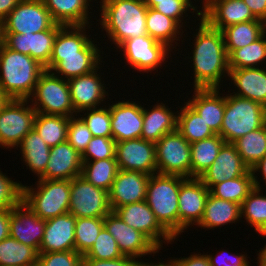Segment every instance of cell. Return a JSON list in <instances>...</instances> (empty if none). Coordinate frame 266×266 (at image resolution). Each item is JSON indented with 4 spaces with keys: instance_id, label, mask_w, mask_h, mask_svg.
I'll return each instance as SVG.
<instances>
[{
    "instance_id": "7402d4cb",
    "label": "cell",
    "mask_w": 266,
    "mask_h": 266,
    "mask_svg": "<svg viewBox=\"0 0 266 266\" xmlns=\"http://www.w3.org/2000/svg\"><path fill=\"white\" fill-rule=\"evenodd\" d=\"M111 113L112 138L125 141L141 138L143 106L134 101H118L109 105Z\"/></svg>"
},
{
    "instance_id": "3957f363",
    "label": "cell",
    "mask_w": 266,
    "mask_h": 266,
    "mask_svg": "<svg viewBox=\"0 0 266 266\" xmlns=\"http://www.w3.org/2000/svg\"><path fill=\"white\" fill-rule=\"evenodd\" d=\"M44 67L0 41V89L9 99L31 98Z\"/></svg>"
},
{
    "instance_id": "6125c7cd",
    "label": "cell",
    "mask_w": 266,
    "mask_h": 266,
    "mask_svg": "<svg viewBox=\"0 0 266 266\" xmlns=\"http://www.w3.org/2000/svg\"><path fill=\"white\" fill-rule=\"evenodd\" d=\"M258 234H261L263 237H266V231H262V232H258ZM261 250H259L257 253L258 255V262L257 265L258 266H266V244L263 248H260Z\"/></svg>"
},
{
    "instance_id": "5b68a950",
    "label": "cell",
    "mask_w": 266,
    "mask_h": 266,
    "mask_svg": "<svg viewBox=\"0 0 266 266\" xmlns=\"http://www.w3.org/2000/svg\"><path fill=\"white\" fill-rule=\"evenodd\" d=\"M266 123V107L253 100L228 93L219 135L226 143H233Z\"/></svg>"
},
{
    "instance_id": "d590c367",
    "label": "cell",
    "mask_w": 266,
    "mask_h": 266,
    "mask_svg": "<svg viewBox=\"0 0 266 266\" xmlns=\"http://www.w3.org/2000/svg\"><path fill=\"white\" fill-rule=\"evenodd\" d=\"M88 27L92 28L89 25L62 26L56 34L52 55L78 54L82 51L92 41L86 35Z\"/></svg>"
},
{
    "instance_id": "681fc988",
    "label": "cell",
    "mask_w": 266,
    "mask_h": 266,
    "mask_svg": "<svg viewBox=\"0 0 266 266\" xmlns=\"http://www.w3.org/2000/svg\"><path fill=\"white\" fill-rule=\"evenodd\" d=\"M116 141L112 137H93L81 154L82 161H95L115 157ZM91 157V158H90Z\"/></svg>"
},
{
    "instance_id": "7bdbcfd3",
    "label": "cell",
    "mask_w": 266,
    "mask_h": 266,
    "mask_svg": "<svg viewBox=\"0 0 266 266\" xmlns=\"http://www.w3.org/2000/svg\"><path fill=\"white\" fill-rule=\"evenodd\" d=\"M254 189L253 175L249 169L244 175L216 184L210 193L223 200L242 204L244 199Z\"/></svg>"
},
{
    "instance_id": "11a10c76",
    "label": "cell",
    "mask_w": 266,
    "mask_h": 266,
    "mask_svg": "<svg viewBox=\"0 0 266 266\" xmlns=\"http://www.w3.org/2000/svg\"><path fill=\"white\" fill-rule=\"evenodd\" d=\"M136 260L129 256H123L117 259L97 260L83 259L82 266H134Z\"/></svg>"
},
{
    "instance_id": "be15d7a7",
    "label": "cell",
    "mask_w": 266,
    "mask_h": 266,
    "mask_svg": "<svg viewBox=\"0 0 266 266\" xmlns=\"http://www.w3.org/2000/svg\"><path fill=\"white\" fill-rule=\"evenodd\" d=\"M134 266H173V263L171 259L167 263H164V261L158 263H154L151 261L150 263H146L145 261L143 262L141 259V261L137 260Z\"/></svg>"
},
{
    "instance_id": "ffe728a7",
    "label": "cell",
    "mask_w": 266,
    "mask_h": 266,
    "mask_svg": "<svg viewBox=\"0 0 266 266\" xmlns=\"http://www.w3.org/2000/svg\"><path fill=\"white\" fill-rule=\"evenodd\" d=\"M201 3V17L220 31L233 24L258 20L243 0H201Z\"/></svg>"
},
{
    "instance_id": "4fadbf2b",
    "label": "cell",
    "mask_w": 266,
    "mask_h": 266,
    "mask_svg": "<svg viewBox=\"0 0 266 266\" xmlns=\"http://www.w3.org/2000/svg\"><path fill=\"white\" fill-rule=\"evenodd\" d=\"M63 25L56 23L51 29L37 33H0V41L9 49L31 56L44 68L52 56L54 41Z\"/></svg>"
},
{
    "instance_id": "ac0fdd59",
    "label": "cell",
    "mask_w": 266,
    "mask_h": 266,
    "mask_svg": "<svg viewBox=\"0 0 266 266\" xmlns=\"http://www.w3.org/2000/svg\"><path fill=\"white\" fill-rule=\"evenodd\" d=\"M98 46L92 40L82 51H78V54L52 55L44 69L65 80L91 73L102 65Z\"/></svg>"
},
{
    "instance_id": "8992f818",
    "label": "cell",
    "mask_w": 266,
    "mask_h": 266,
    "mask_svg": "<svg viewBox=\"0 0 266 266\" xmlns=\"http://www.w3.org/2000/svg\"><path fill=\"white\" fill-rule=\"evenodd\" d=\"M36 187L23 185L22 201L41 219L69 212L70 180L38 179Z\"/></svg>"
},
{
    "instance_id": "680465c9",
    "label": "cell",
    "mask_w": 266,
    "mask_h": 266,
    "mask_svg": "<svg viewBox=\"0 0 266 266\" xmlns=\"http://www.w3.org/2000/svg\"><path fill=\"white\" fill-rule=\"evenodd\" d=\"M250 170H251V173L253 175L254 188L262 189L261 188L262 185L260 184V181H262V180H259V178L257 179L258 176L255 173H257V171L262 173L261 178L263 177V183L265 181V185H266V155Z\"/></svg>"
},
{
    "instance_id": "603a6c76",
    "label": "cell",
    "mask_w": 266,
    "mask_h": 266,
    "mask_svg": "<svg viewBox=\"0 0 266 266\" xmlns=\"http://www.w3.org/2000/svg\"><path fill=\"white\" fill-rule=\"evenodd\" d=\"M99 68L100 66L91 73L68 80L71 101L77 114L85 109L98 108L109 95L105 90V82L100 78Z\"/></svg>"
},
{
    "instance_id": "e0dca14e",
    "label": "cell",
    "mask_w": 266,
    "mask_h": 266,
    "mask_svg": "<svg viewBox=\"0 0 266 266\" xmlns=\"http://www.w3.org/2000/svg\"><path fill=\"white\" fill-rule=\"evenodd\" d=\"M115 157L119 170L141 171L148 175L157 173L154 142L142 138L116 142Z\"/></svg>"
},
{
    "instance_id": "816d5d0a",
    "label": "cell",
    "mask_w": 266,
    "mask_h": 266,
    "mask_svg": "<svg viewBox=\"0 0 266 266\" xmlns=\"http://www.w3.org/2000/svg\"><path fill=\"white\" fill-rule=\"evenodd\" d=\"M92 138L93 135L91 131L79 115L78 117H70L67 130V141L76 151L82 154Z\"/></svg>"
},
{
    "instance_id": "30bf717a",
    "label": "cell",
    "mask_w": 266,
    "mask_h": 266,
    "mask_svg": "<svg viewBox=\"0 0 266 266\" xmlns=\"http://www.w3.org/2000/svg\"><path fill=\"white\" fill-rule=\"evenodd\" d=\"M55 24L42 0H21L0 23V33H37Z\"/></svg>"
},
{
    "instance_id": "94428289",
    "label": "cell",
    "mask_w": 266,
    "mask_h": 266,
    "mask_svg": "<svg viewBox=\"0 0 266 266\" xmlns=\"http://www.w3.org/2000/svg\"><path fill=\"white\" fill-rule=\"evenodd\" d=\"M21 0H0V23L18 5Z\"/></svg>"
},
{
    "instance_id": "44dd1931",
    "label": "cell",
    "mask_w": 266,
    "mask_h": 266,
    "mask_svg": "<svg viewBox=\"0 0 266 266\" xmlns=\"http://www.w3.org/2000/svg\"><path fill=\"white\" fill-rule=\"evenodd\" d=\"M46 220L38 217L23 201L10 209V237L38 252L44 236Z\"/></svg>"
},
{
    "instance_id": "277c9868",
    "label": "cell",
    "mask_w": 266,
    "mask_h": 266,
    "mask_svg": "<svg viewBox=\"0 0 266 266\" xmlns=\"http://www.w3.org/2000/svg\"><path fill=\"white\" fill-rule=\"evenodd\" d=\"M184 179L177 175H150L146 192L145 201L157 221L176 240L179 237L178 198Z\"/></svg>"
},
{
    "instance_id": "ee69618b",
    "label": "cell",
    "mask_w": 266,
    "mask_h": 266,
    "mask_svg": "<svg viewBox=\"0 0 266 266\" xmlns=\"http://www.w3.org/2000/svg\"><path fill=\"white\" fill-rule=\"evenodd\" d=\"M261 191L254 188L240 205L241 219L244 217L257 233L266 231V195Z\"/></svg>"
},
{
    "instance_id": "74e56055",
    "label": "cell",
    "mask_w": 266,
    "mask_h": 266,
    "mask_svg": "<svg viewBox=\"0 0 266 266\" xmlns=\"http://www.w3.org/2000/svg\"><path fill=\"white\" fill-rule=\"evenodd\" d=\"M244 164L251 169L266 155V123L232 143Z\"/></svg>"
},
{
    "instance_id": "f546056e",
    "label": "cell",
    "mask_w": 266,
    "mask_h": 266,
    "mask_svg": "<svg viewBox=\"0 0 266 266\" xmlns=\"http://www.w3.org/2000/svg\"><path fill=\"white\" fill-rule=\"evenodd\" d=\"M53 20L63 26L91 25L92 12H89L92 0H42ZM90 14V15H89Z\"/></svg>"
},
{
    "instance_id": "2e32d148",
    "label": "cell",
    "mask_w": 266,
    "mask_h": 266,
    "mask_svg": "<svg viewBox=\"0 0 266 266\" xmlns=\"http://www.w3.org/2000/svg\"><path fill=\"white\" fill-rule=\"evenodd\" d=\"M210 190L200 178H185L180 184L178 198L179 235L189 226L198 225L201 221L205 202Z\"/></svg>"
},
{
    "instance_id": "4316f807",
    "label": "cell",
    "mask_w": 266,
    "mask_h": 266,
    "mask_svg": "<svg viewBox=\"0 0 266 266\" xmlns=\"http://www.w3.org/2000/svg\"><path fill=\"white\" fill-rule=\"evenodd\" d=\"M219 88L194 89L192 99L187 103L203 118L209 128L218 134L225 112V94L220 96Z\"/></svg>"
},
{
    "instance_id": "e575fe53",
    "label": "cell",
    "mask_w": 266,
    "mask_h": 266,
    "mask_svg": "<svg viewBox=\"0 0 266 266\" xmlns=\"http://www.w3.org/2000/svg\"><path fill=\"white\" fill-rule=\"evenodd\" d=\"M266 31V23L253 20L230 25L222 30L228 56L236 49L257 40Z\"/></svg>"
},
{
    "instance_id": "7dc6e473",
    "label": "cell",
    "mask_w": 266,
    "mask_h": 266,
    "mask_svg": "<svg viewBox=\"0 0 266 266\" xmlns=\"http://www.w3.org/2000/svg\"><path fill=\"white\" fill-rule=\"evenodd\" d=\"M123 256L115 238L103 228L95 244L83 255V259L110 260Z\"/></svg>"
},
{
    "instance_id": "03108f58",
    "label": "cell",
    "mask_w": 266,
    "mask_h": 266,
    "mask_svg": "<svg viewBox=\"0 0 266 266\" xmlns=\"http://www.w3.org/2000/svg\"><path fill=\"white\" fill-rule=\"evenodd\" d=\"M147 7L154 8L159 1L163 0H142Z\"/></svg>"
},
{
    "instance_id": "91938a15",
    "label": "cell",
    "mask_w": 266,
    "mask_h": 266,
    "mask_svg": "<svg viewBox=\"0 0 266 266\" xmlns=\"http://www.w3.org/2000/svg\"><path fill=\"white\" fill-rule=\"evenodd\" d=\"M10 209H0V242L10 236Z\"/></svg>"
},
{
    "instance_id": "1f68e13d",
    "label": "cell",
    "mask_w": 266,
    "mask_h": 266,
    "mask_svg": "<svg viewBox=\"0 0 266 266\" xmlns=\"http://www.w3.org/2000/svg\"><path fill=\"white\" fill-rule=\"evenodd\" d=\"M146 29L148 36L157 42L165 44L171 50L177 48L174 45L178 44L177 41H180V36L181 38L186 36L183 34V28L174 19L150 7H148L146 14Z\"/></svg>"
},
{
    "instance_id": "cb8c5ba5",
    "label": "cell",
    "mask_w": 266,
    "mask_h": 266,
    "mask_svg": "<svg viewBox=\"0 0 266 266\" xmlns=\"http://www.w3.org/2000/svg\"><path fill=\"white\" fill-rule=\"evenodd\" d=\"M249 168L232 143H225L212 165L199 177L211 190L216 184L244 175Z\"/></svg>"
},
{
    "instance_id": "8fae6325",
    "label": "cell",
    "mask_w": 266,
    "mask_h": 266,
    "mask_svg": "<svg viewBox=\"0 0 266 266\" xmlns=\"http://www.w3.org/2000/svg\"><path fill=\"white\" fill-rule=\"evenodd\" d=\"M118 49L123 51V56L131 68L147 74L153 73L158 67L161 68L162 63L167 62L168 55H171L169 51L172 52L165 44L148 35L127 39L117 47V51Z\"/></svg>"
},
{
    "instance_id": "7c38bea8",
    "label": "cell",
    "mask_w": 266,
    "mask_h": 266,
    "mask_svg": "<svg viewBox=\"0 0 266 266\" xmlns=\"http://www.w3.org/2000/svg\"><path fill=\"white\" fill-rule=\"evenodd\" d=\"M110 211L106 190L90 184L81 175L70 180L69 213L76 218H104Z\"/></svg>"
},
{
    "instance_id": "f35d334b",
    "label": "cell",
    "mask_w": 266,
    "mask_h": 266,
    "mask_svg": "<svg viewBox=\"0 0 266 266\" xmlns=\"http://www.w3.org/2000/svg\"><path fill=\"white\" fill-rule=\"evenodd\" d=\"M70 117L37 113L34 129L51 148L67 141V130Z\"/></svg>"
},
{
    "instance_id": "7a4b0ae2",
    "label": "cell",
    "mask_w": 266,
    "mask_h": 266,
    "mask_svg": "<svg viewBox=\"0 0 266 266\" xmlns=\"http://www.w3.org/2000/svg\"><path fill=\"white\" fill-rule=\"evenodd\" d=\"M147 9L142 0H101V20L97 21L117 48L127 39L148 35Z\"/></svg>"
},
{
    "instance_id": "6da1fadb",
    "label": "cell",
    "mask_w": 266,
    "mask_h": 266,
    "mask_svg": "<svg viewBox=\"0 0 266 266\" xmlns=\"http://www.w3.org/2000/svg\"><path fill=\"white\" fill-rule=\"evenodd\" d=\"M193 34V50L190 61L194 70V89L220 88L222 78L229 76V58L222 31L211 27L200 17ZM192 59V60H191ZM220 84V85H219Z\"/></svg>"
},
{
    "instance_id": "ba28073f",
    "label": "cell",
    "mask_w": 266,
    "mask_h": 266,
    "mask_svg": "<svg viewBox=\"0 0 266 266\" xmlns=\"http://www.w3.org/2000/svg\"><path fill=\"white\" fill-rule=\"evenodd\" d=\"M29 103L28 99H9L0 110V147L17 149L34 128L37 112Z\"/></svg>"
},
{
    "instance_id": "f1b7e54d",
    "label": "cell",
    "mask_w": 266,
    "mask_h": 266,
    "mask_svg": "<svg viewBox=\"0 0 266 266\" xmlns=\"http://www.w3.org/2000/svg\"><path fill=\"white\" fill-rule=\"evenodd\" d=\"M177 130V112L164 103H156L152 109L143 106L141 138L156 143L161 137Z\"/></svg>"
},
{
    "instance_id": "f5cc1de1",
    "label": "cell",
    "mask_w": 266,
    "mask_h": 266,
    "mask_svg": "<svg viewBox=\"0 0 266 266\" xmlns=\"http://www.w3.org/2000/svg\"><path fill=\"white\" fill-rule=\"evenodd\" d=\"M82 260L76 251L39 253L37 266H82Z\"/></svg>"
},
{
    "instance_id": "8d00e7d4",
    "label": "cell",
    "mask_w": 266,
    "mask_h": 266,
    "mask_svg": "<svg viewBox=\"0 0 266 266\" xmlns=\"http://www.w3.org/2000/svg\"><path fill=\"white\" fill-rule=\"evenodd\" d=\"M177 130L189 143L215 135L203 118L187 102L177 111Z\"/></svg>"
},
{
    "instance_id": "5bb4252c",
    "label": "cell",
    "mask_w": 266,
    "mask_h": 266,
    "mask_svg": "<svg viewBox=\"0 0 266 266\" xmlns=\"http://www.w3.org/2000/svg\"><path fill=\"white\" fill-rule=\"evenodd\" d=\"M104 228L115 238L121 253L137 258L159 253V249L140 231L128 226L115 211L104 217Z\"/></svg>"
},
{
    "instance_id": "d6a6232c",
    "label": "cell",
    "mask_w": 266,
    "mask_h": 266,
    "mask_svg": "<svg viewBox=\"0 0 266 266\" xmlns=\"http://www.w3.org/2000/svg\"><path fill=\"white\" fill-rule=\"evenodd\" d=\"M18 147L26 169L29 168L40 179L49 161L50 147L34 128L21 140Z\"/></svg>"
},
{
    "instance_id": "6f0895ef",
    "label": "cell",
    "mask_w": 266,
    "mask_h": 266,
    "mask_svg": "<svg viewBox=\"0 0 266 266\" xmlns=\"http://www.w3.org/2000/svg\"><path fill=\"white\" fill-rule=\"evenodd\" d=\"M253 16L266 23V0H243Z\"/></svg>"
},
{
    "instance_id": "484cf974",
    "label": "cell",
    "mask_w": 266,
    "mask_h": 266,
    "mask_svg": "<svg viewBox=\"0 0 266 266\" xmlns=\"http://www.w3.org/2000/svg\"><path fill=\"white\" fill-rule=\"evenodd\" d=\"M75 222L69 212L47 219L39 253L75 251Z\"/></svg>"
},
{
    "instance_id": "9f6ffc18",
    "label": "cell",
    "mask_w": 266,
    "mask_h": 266,
    "mask_svg": "<svg viewBox=\"0 0 266 266\" xmlns=\"http://www.w3.org/2000/svg\"><path fill=\"white\" fill-rule=\"evenodd\" d=\"M173 266H210L208 257L206 254L202 253H196L190 254V256H187L186 258H176V259H171Z\"/></svg>"
},
{
    "instance_id": "e7e4bbea",
    "label": "cell",
    "mask_w": 266,
    "mask_h": 266,
    "mask_svg": "<svg viewBox=\"0 0 266 266\" xmlns=\"http://www.w3.org/2000/svg\"><path fill=\"white\" fill-rule=\"evenodd\" d=\"M9 100V98L5 95V93L0 89V110L4 106V104Z\"/></svg>"
},
{
    "instance_id": "836d02e7",
    "label": "cell",
    "mask_w": 266,
    "mask_h": 266,
    "mask_svg": "<svg viewBox=\"0 0 266 266\" xmlns=\"http://www.w3.org/2000/svg\"><path fill=\"white\" fill-rule=\"evenodd\" d=\"M226 141L218 134L190 143L191 177L199 178L215 161Z\"/></svg>"
},
{
    "instance_id": "d6986e66",
    "label": "cell",
    "mask_w": 266,
    "mask_h": 266,
    "mask_svg": "<svg viewBox=\"0 0 266 266\" xmlns=\"http://www.w3.org/2000/svg\"><path fill=\"white\" fill-rule=\"evenodd\" d=\"M149 177L150 175L141 171L119 170L108 191L111 211L126 204L146 200Z\"/></svg>"
},
{
    "instance_id": "bcb514c9",
    "label": "cell",
    "mask_w": 266,
    "mask_h": 266,
    "mask_svg": "<svg viewBox=\"0 0 266 266\" xmlns=\"http://www.w3.org/2000/svg\"><path fill=\"white\" fill-rule=\"evenodd\" d=\"M86 111V112H85ZM85 112V113H84ZM80 113H84L81 115ZM80 118L87 125L93 137H112L111 113L109 106H99L98 108L85 109L78 113Z\"/></svg>"
},
{
    "instance_id": "4dcf8cb0",
    "label": "cell",
    "mask_w": 266,
    "mask_h": 266,
    "mask_svg": "<svg viewBox=\"0 0 266 266\" xmlns=\"http://www.w3.org/2000/svg\"><path fill=\"white\" fill-rule=\"evenodd\" d=\"M240 219L241 212L238 203L219 199L209 193L205 202L203 217L197 227L210 230L228 223H237Z\"/></svg>"
},
{
    "instance_id": "b9f144b4",
    "label": "cell",
    "mask_w": 266,
    "mask_h": 266,
    "mask_svg": "<svg viewBox=\"0 0 266 266\" xmlns=\"http://www.w3.org/2000/svg\"><path fill=\"white\" fill-rule=\"evenodd\" d=\"M229 69L263 67L266 61V31L254 42L234 50L229 56ZM260 64V65H258Z\"/></svg>"
},
{
    "instance_id": "9a60e30c",
    "label": "cell",
    "mask_w": 266,
    "mask_h": 266,
    "mask_svg": "<svg viewBox=\"0 0 266 266\" xmlns=\"http://www.w3.org/2000/svg\"><path fill=\"white\" fill-rule=\"evenodd\" d=\"M115 212L128 226L144 234L159 250H162L163 242L175 241L157 221L145 200L118 207Z\"/></svg>"
},
{
    "instance_id": "db71d44e",
    "label": "cell",
    "mask_w": 266,
    "mask_h": 266,
    "mask_svg": "<svg viewBox=\"0 0 266 266\" xmlns=\"http://www.w3.org/2000/svg\"><path fill=\"white\" fill-rule=\"evenodd\" d=\"M222 252L221 254H217V256H213L212 254H207L210 266H250L249 261H248V255H244L243 253L241 254H229L228 251H220ZM224 252V253H223ZM228 253V254H227ZM223 254V255H222ZM222 255V257H221Z\"/></svg>"
},
{
    "instance_id": "c3c4849f",
    "label": "cell",
    "mask_w": 266,
    "mask_h": 266,
    "mask_svg": "<svg viewBox=\"0 0 266 266\" xmlns=\"http://www.w3.org/2000/svg\"><path fill=\"white\" fill-rule=\"evenodd\" d=\"M193 3H195L193 0H163L159 1L153 9L174 19L183 28V24L187 22H184V18L188 16V12L195 13V15L197 14L196 16L201 17L202 10H198V7Z\"/></svg>"
},
{
    "instance_id": "52a82bcc",
    "label": "cell",
    "mask_w": 266,
    "mask_h": 266,
    "mask_svg": "<svg viewBox=\"0 0 266 266\" xmlns=\"http://www.w3.org/2000/svg\"><path fill=\"white\" fill-rule=\"evenodd\" d=\"M28 100L31 101L37 113L65 117L78 116L71 101L68 80L48 70L40 74L35 90Z\"/></svg>"
},
{
    "instance_id": "d4e9b609",
    "label": "cell",
    "mask_w": 266,
    "mask_h": 266,
    "mask_svg": "<svg viewBox=\"0 0 266 266\" xmlns=\"http://www.w3.org/2000/svg\"><path fill=\"white\" fill-rule=\"evenodd\" d=\"M82 157L68 141L50 148V156L43 180H72L82 172Z\"/></svg>"
},
{
    "instance_id": "f6af8a7d",
    "label": "cell",
    "mask_w": 266,
    "mask_h": 266,
    "mask_svg": "<svg viewBox=\"0 0 266 266\" xmlns=\"http://www.w3.org/2000/svg\"><path fill=\"white\" fill-rule=\"evenodd\" d=\"M104 228V218H76L75 222V251L84 255Z\"/></svg>"
},
{
    "instance_id": "9c48e42d",
    "label": "cell",
    "mask_w": 266,
    "mask_h": 266,
    "mask_svg": "<svg viewBox=\"0 0 266 266\" xmlns=\"http://www.w3.org/2000/svg\"><path fill=\"white\" fill-rule=\"evenodd\" d=\"M155 147L158 174L191 177V146L178 130L161 137Z\"/></svg>"
},
{
    "instance_id": "60d3db41",
    "label": "cell",
    "mask_w": 266,
    "mask_h": 266,
    "mask_svg": "<svg viewBox=\"0 0 266 266\" xmlns=\"http://www.w3.org/2000/svg\"><path fill=\"white\" fill-rule=\"evenodd\" d=\"M118 171L116 158L83 161L81 176L90 184L108 192Z\"/></svg>"
},
{
    "instance_id": "ab89813d",
    "label": "cell",
    "mask_w": 266,
    "mask_h": 266,
    "mask_svg": "<svg viewBox=\"0 0 266 266\" xmlns=\"http://www.w3.org/2000/svg\"><path fill=\"white\" fill-rule=\"evenodd\" d=\"M38 254L10 236L0 242V266H37Z\"/></svg>"
},
{
    "instance_id": "f907efd6",
    "label": "cell",
    "mask_w": 266,
    "mask_h": 266,
    "mask_svg": "<svg viewBox=\"0 0 266 266\" xmlns=\"http://www.w3.org/2000/svg\"><path fill=\"white\" fill-rule=\"evenodd\" d=\"M23 198V184L12 180L0 169V209H12Z\"/></svg>"
},
{
    "instance_id": "83f0119b",
    "label": "cell",
    "mask_w": 266,
    "mask_h": 266,
    "mask_svg": "<svg viewBox=\"0 0 266 266\" xmlns=\"http://www.w3.org/2000/svg\"><path fill=\"white\" fill-rule=\"evenodd\" d=\"M251 67L230 69L228 80L237 87L234 95L253 100L266 107V68Z\"/></svg>"
}]
</instances>
